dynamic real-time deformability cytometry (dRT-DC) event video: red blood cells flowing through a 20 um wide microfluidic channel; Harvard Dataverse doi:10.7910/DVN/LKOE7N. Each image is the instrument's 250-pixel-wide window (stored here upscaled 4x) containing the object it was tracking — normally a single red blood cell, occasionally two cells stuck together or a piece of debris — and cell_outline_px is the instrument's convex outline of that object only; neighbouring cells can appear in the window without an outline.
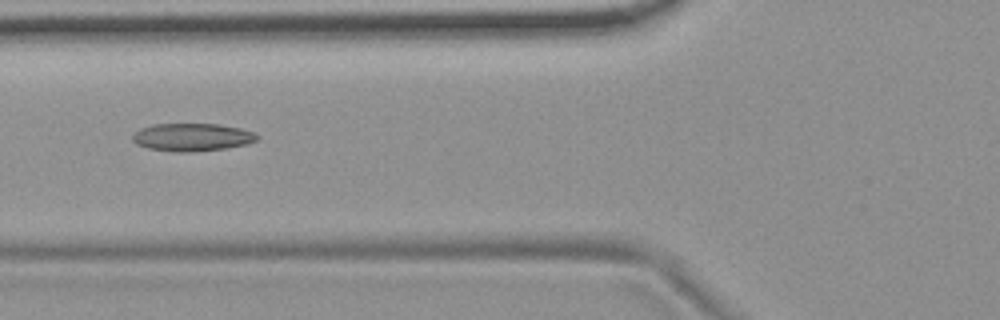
{"species": "common noctule bat (a hibernating species)", "species_latin": "Nyctalus noctula", "temperature_condition": "room temperature", "stored_images_in_passage": 5, "camera_frame_rate_fps": 3000, "um_per_image_px": 0.085, "animal": {"sex": "female", "body_mass_g": 19.9}, "frame": {"image": 1, "passage_image": 3, "time_ms": 0.667, "image_size_px": [1000, 320], "cell_outline_px": [[256, 140], [248, 144], [228, 148], [192, 152], [176, 152], [148, 148], [136, 144], [132, 140], [132, 136], [140, 128], [152, 124], [220, 124], [240, 128], [256, 132]], "centroid_in_image_um": [16.33, 11.66], "position_along_channel_um": 109.5, "area_um2": 20.29}}
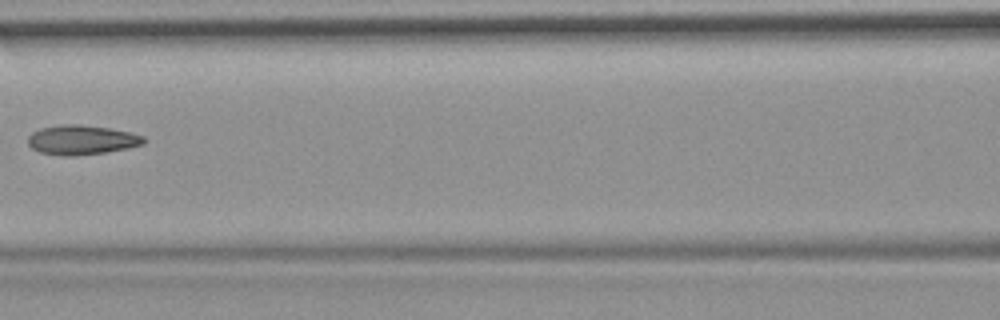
{"frame": {"image": 2, "passage_image": 4, "time_ms": 1.0, "image_size_px": [1000, 320], "cell_outline_px": [[144, 144], [128, 148], [104, 152], [76, 156], [64, 156], [40, 152], [32, 148], [28, 144], [28, 136], [32, 132], [40, 128], [64, 124], [80, 124], [108, 128], [128, 132], [144, 136]], "centroid_in_image_um": [6.91, 11.89], "position_along_channel_um": 159.7, "area_um2": 19.83}}